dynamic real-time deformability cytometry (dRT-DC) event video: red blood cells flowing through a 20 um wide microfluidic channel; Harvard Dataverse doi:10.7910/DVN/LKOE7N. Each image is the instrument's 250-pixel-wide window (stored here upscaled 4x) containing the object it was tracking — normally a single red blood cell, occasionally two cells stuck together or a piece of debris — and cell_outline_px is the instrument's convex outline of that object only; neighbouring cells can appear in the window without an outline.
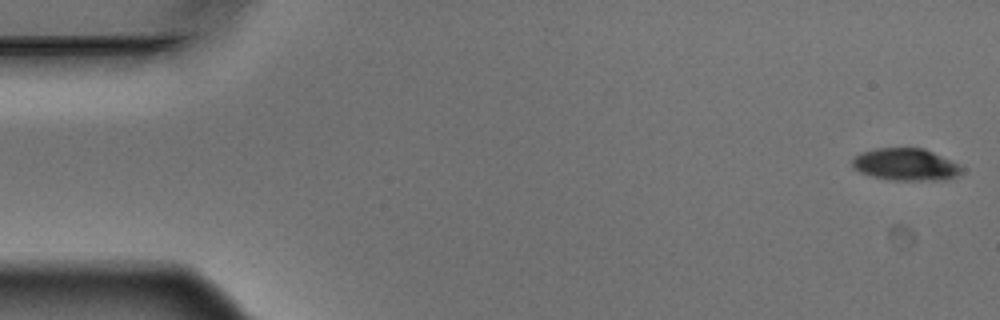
{"species": "Egyptian fruit bat (a non-hibernating species)", "species_latin": "Rousettus aegyptiacus", "temperature_condition": "warm", "stored_images_in_passage": 6, "segment_of_instrument_passage": [1, 2], "camera_frame_rate_fps": 3000, "um_per_image_px": 0.085, "animal": {"sex": "male"}, "frame": {"image": 1, "passage_image": 1, "time_ms": 0.0, "image_size_px": [1000, 320], "cell_outline_px": [[964, 168], [960, 176], [944, 180], [888, 180], [872, 176], [860, 172], [852, 164], [852, 160], [860, 152], [876, 148], [924, 148]], "centroid_in_image_um": [76.99, 13.99], "position_along_channel_um": 8.0, "area_um2": 20.4}}
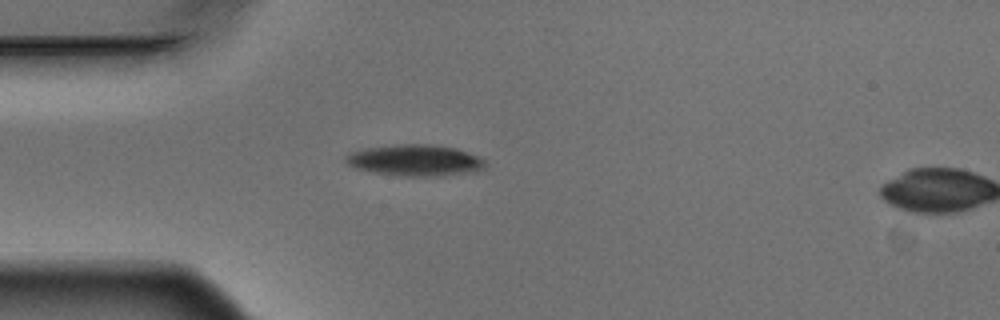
{"frame": {"image": 2, "passage_image": 5, "time_ms": 1.333, "image_size_px": [1000, 320], "cell_outline_px": [[488, 168], [476, 172], [436, 176], [404, 176], [372, 172], [356, 168], [348, 164], [344, 160], [344, 156], [348, 152], [364, 148], [396, 144], [432, 144], [456, 148], [480, 156], [484, 160]], "centroid_in_image_um": [35.31, 13.62], "position_along_channel_um": 49.7, "area_um2": 25.89}}